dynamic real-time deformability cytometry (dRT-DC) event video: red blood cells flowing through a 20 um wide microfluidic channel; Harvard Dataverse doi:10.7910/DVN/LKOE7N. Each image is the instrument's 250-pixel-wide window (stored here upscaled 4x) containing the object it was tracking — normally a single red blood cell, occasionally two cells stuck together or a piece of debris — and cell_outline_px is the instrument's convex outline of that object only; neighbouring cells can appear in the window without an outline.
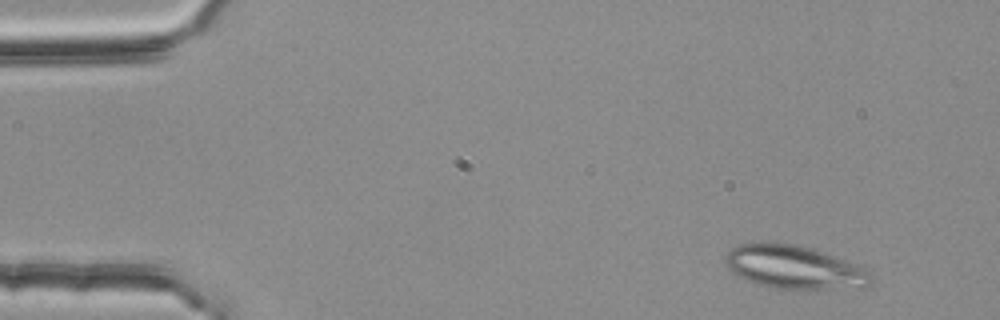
{"species": "common noctule bat (a hibernating species)", "species_latin": "Nyctalus noctula", "temperature_condition": "room temperature", "stored_images_in_passage": 50, "segment_of_instrument_passage": [1, 2], "camera_frame_rate_fps": 3000, "um_per_image_px": 0.085, "animal": {"sex": "female", "body_mass_g": 25.1}, "frame": {"image": 1, "passage_image": 4, "time_ms": 1.0, "image_size_px": [1000, 320], "cell_outline_px": [[872, 280], [864, 288], [792, 292], [772, 288], [756, 284], [736, 276], [728, 268], [724, 260], [724, 256], [736, 244], [764, 240], [792, 244], [808, 248], [856, 264], [868, 272], [872, 276]], "centroid_in_image_um": [67.45, 22.76], "position_along_channel_um": 17.6, "area_um2": 38.09}}